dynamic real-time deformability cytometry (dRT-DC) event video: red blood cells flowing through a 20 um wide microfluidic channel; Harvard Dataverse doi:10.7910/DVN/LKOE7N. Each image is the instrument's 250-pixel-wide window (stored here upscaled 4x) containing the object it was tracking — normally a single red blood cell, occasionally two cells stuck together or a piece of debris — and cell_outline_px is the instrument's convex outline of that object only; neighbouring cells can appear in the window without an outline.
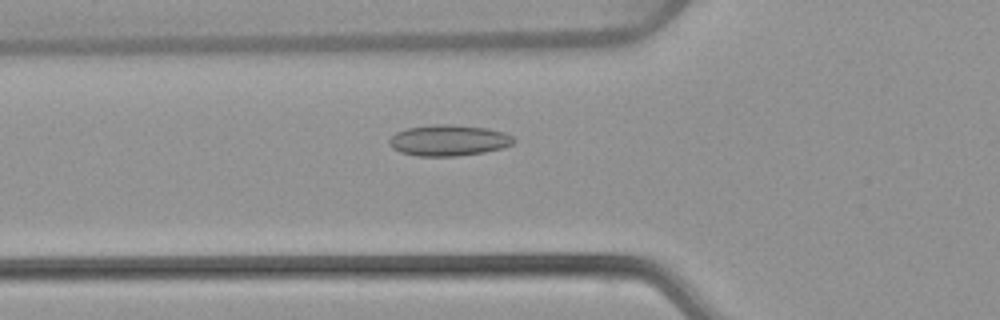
{"species": "common noctule bat (a hibernating species)", "species_latin": "Nyctalus noctula", "temperature_condition": "warm", "stored_images_in_passage": 53, "camera_frame_rate_fps": 3000, "um_per_image_px": 0.085, "animal": {"sex": "female", "body_mass_g": 22.7, "forearm_length_mm": 54.2}, "frame": {"image": 1, "passage_image": 19, "time_ms": 6.0, "image_size_px": [1000, 320], "cell_outline_px": [[516, 140], [512, 144], [504, 148], [484, 152], [456, 156], [416, 156], [400, 152], [392, 148], [388, 144], [388, 140], [396, 132], [408, 128], [436, 124], [452, 124], [488, 128], [504, 132], [512, 136]], "centroid_in_image_um": [38.14, 11.93], "position_along_channel_um": 87.7, "area_um2": 22.66}}
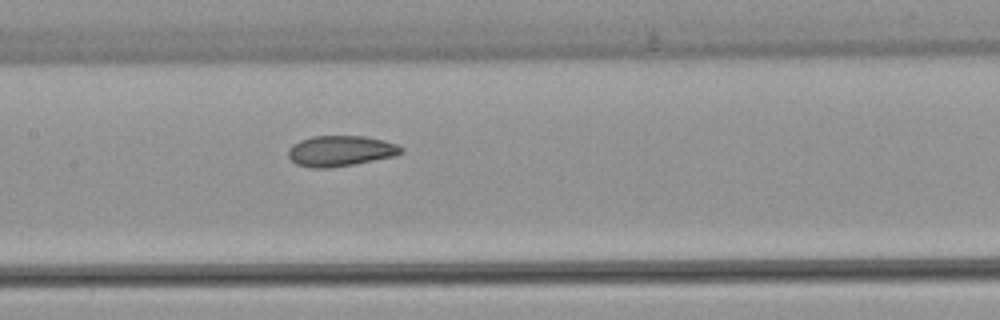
{"frame": {"image": 2, "passage_image": 26, "time_ms": 8.333, "image_size_px": [1000, 320], "cell_outline_px": [[404, 152], [396, 156], [352, 164], [328, 168], [312, 168], [296, 164], [288, 156], [288, 148], [292, 144], [300, 140], [312, 136], [364, 136], [384, 140], [396, 144], [404, 148]], "centroid_in_image_um": [28.94, 12.82], "position_along_channel_um": 178.5, "area_um2": 20.23}}
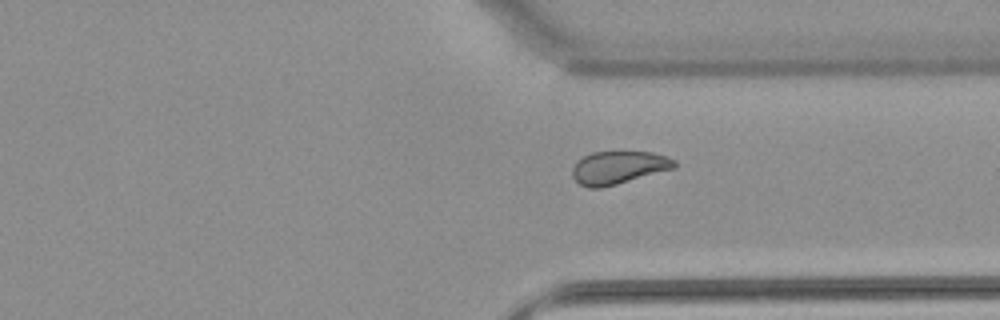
{"frame": {"image": 3, "passage_image": 40, "time_ms": 13.0, "image_size_px": [1000, 320], "cell_outline_px": [[676, 168], [616, 184], [600, 188], [588, 188], [580, 184], [572, 176], [572, 168], [584, 156], [592, 152], [652, 152], [668, 156], [676, 160]], "centroid_in_image_um": [52.61, 14.24], "position_along_channel_um": 358.8, "area_um2": 19.48}, "authors_computed_cell_mechanics": {"area_um2": 21.097, "velocity_mm_per_s": 3.8657, "shape_relaxation_time_tau1_ms": null, "shape_relaxation_time_tau2_ms": 1.9338, "deformation_change_tau1": null, "deformation_change_tau2": 0.0636}}